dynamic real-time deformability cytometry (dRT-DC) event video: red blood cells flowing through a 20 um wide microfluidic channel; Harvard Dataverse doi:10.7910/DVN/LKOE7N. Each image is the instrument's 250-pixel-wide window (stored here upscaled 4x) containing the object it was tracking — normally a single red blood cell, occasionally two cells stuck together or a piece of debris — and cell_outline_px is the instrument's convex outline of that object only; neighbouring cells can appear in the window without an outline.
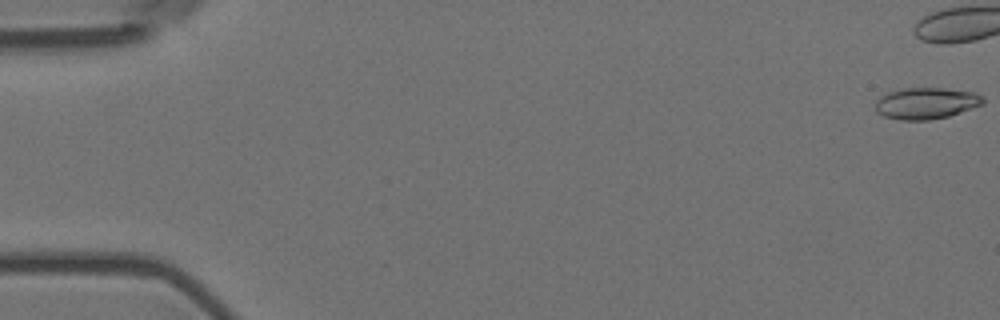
{"species": "Egyptian fruit bat (a non-hibernating species)", "species_latin": "Rousettus aegyptiacus", "temperature_condition": "room temperature", "stored_images_in_passage": 8, "camera_frame_rate_fps": 3000, "um_per_image_px": 0.085, "animal": {"sex": "female"}, "frame": {"image": 1, "passage_image": 1, "time_ms": 0.0, "image_size_px": [1000, 320], "cell_outline_px": [[984, 104], [948, 116], [928, 120], [900, 120], [884, 116], [876, 112], [876, 100], [880, 96], [888, 92], [904, 88], [940, 88], [976, 92], [984, 96]], "centroid_in_image_um": [78.73, 8.77], "position_along_channel_um": 6.3, "area_um2": 19.77}}